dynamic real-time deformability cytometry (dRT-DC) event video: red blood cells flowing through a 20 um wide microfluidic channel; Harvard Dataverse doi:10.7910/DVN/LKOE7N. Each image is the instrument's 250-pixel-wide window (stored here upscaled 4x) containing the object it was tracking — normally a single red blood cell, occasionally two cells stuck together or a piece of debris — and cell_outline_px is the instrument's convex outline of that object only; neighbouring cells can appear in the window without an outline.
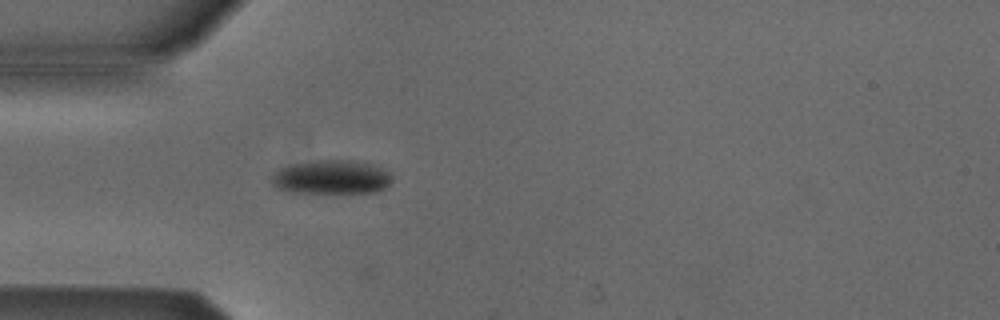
{"species": "Egyptian fruit bat (a non-hibernating species)", "species_latin": "Rousettus aegyptiacus", "temperature_condition": "cold", "stored_images_in_passage": 2, "camera_frame_rate_fps": 3000, "um_per_image_px": 0.085, "animal": {"sex": "male"}, "frame": {"image": 1, "passage_image": 2, "time_ms": 0.333, "image_size_px": [1000, 320], "cell_outline_px": [[392, 180], [384, 188], [376, 192], [292, 192], [276, 188], [268, 180], [280, 168], [288, 164], [316, 160], [352, 160], [372, 164], [388, 172], [392, 176]], "centroid_in_image_um": [28.13, 15.04], "position_along_channel_um": 56.9, "area_um2": 23.81}}